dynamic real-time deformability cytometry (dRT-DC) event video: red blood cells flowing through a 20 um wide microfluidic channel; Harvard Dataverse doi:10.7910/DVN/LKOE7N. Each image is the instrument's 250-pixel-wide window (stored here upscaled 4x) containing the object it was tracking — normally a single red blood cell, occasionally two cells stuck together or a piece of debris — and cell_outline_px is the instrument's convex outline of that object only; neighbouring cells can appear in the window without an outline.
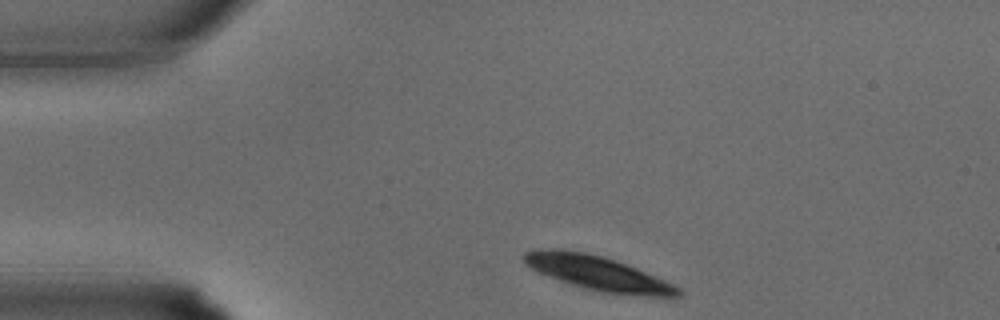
{"species": "common noctule bat (a hibernating species)", "species_latin": "Nyctalus noctula", "temperature_condition": "warm", "stored_images_in_passage": 15, "camera_frame_rate_fps": 3000, "um_per_image_px": 0.085, "animal": {"sex": "male", "body_mass_g": 15.6}, "frame": {"image": 1, "passage_image": 1, "time_ms": 0.0, "image_size_px": [1000, 320], "cell_outline_px": [[684, 296], [644, 296], [604, 292], [584, 288], [568, 284], [536, 272], [524, 264], [524, 252], [540, 248], [560, 248], [584, 252], [600, 256], [636, 268], [664, 280], [680, 288], [684, 292]], "centroid_in_image_um": [50.75, 23.22], "position_along_channel_um": 34.2, "area_um2": 30.75}}